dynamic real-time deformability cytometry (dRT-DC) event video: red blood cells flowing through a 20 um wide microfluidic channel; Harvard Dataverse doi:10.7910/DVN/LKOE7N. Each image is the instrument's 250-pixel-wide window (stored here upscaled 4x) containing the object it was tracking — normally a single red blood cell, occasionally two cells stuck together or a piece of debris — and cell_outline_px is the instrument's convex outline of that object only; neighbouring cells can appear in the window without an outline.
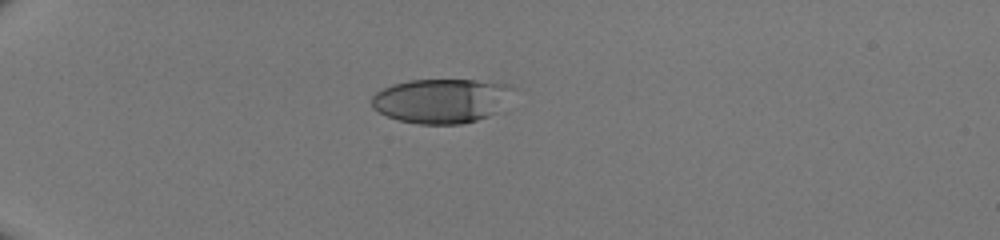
{"species": "human", "species_latin": "Homo sapiens", "temperature_condition": "room temperature", "stored_images_in_passage": 35, "camera_frame_rate_fps": 3000, "um_per_image_px": 0.085, "donor": {"sex": "male"}, "frame": {"image": 1, "passage_image": 1, "time_ms": 0.0, "image_size_px": [1000, 240], "cell_outline_px": [[516, 88], [496, 112], [488, 116], [476, 120], [460, 124], [416, 124], [400, 120], [388, 116], [372, 108], [372, 96], [376, 92], [392, 84], [408, 80], [476, 80], [512, 84]], "centroid_in_image_um": [37.52, 8.55], "position_along_channel_um": 47.5, "area_um2": 36.59}}
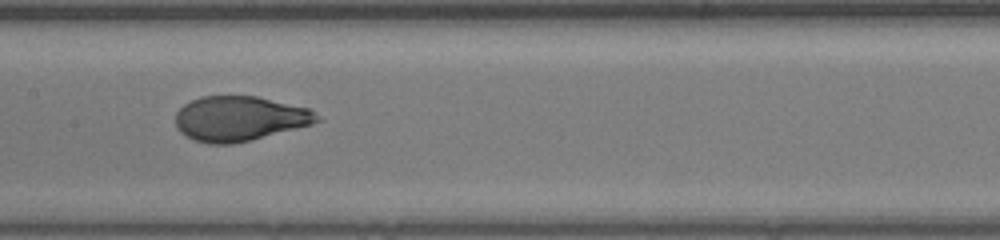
{"frame": {"image": 2, "passage_image": 14, "time_ms": 4.333, "image_size_px": [1000, 240], "cell_outline_px": [[320, 120], [312, 124], [232, 144], [208, 144], [196, 140], [180, 132], [176, 128], [176, 112], [184, 104], [200, 96], [256, 96], [308, 108], [320, 116]], "centroid_in_image_um": [20.33, 10.07], "position_along_channel_um": 187.1, "area_um2": 36.59}}
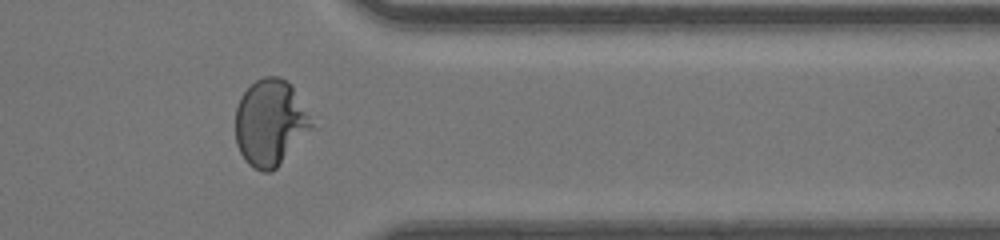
{"frame": {"image": 3, "passage_image": 28, "time_ms": 9.0, "image_size_px": [1000, 240], "cell_outline_px": [[316, 128], [272, 172], [264, 172], [252, 168], [244, 160], [236, 144], [236, 108], [240, 96], [256, 80], [264, 76], [280, 76], [292, 84]], "centroid_in_image_um": [23.0, 10.45], "position_along_channel_um": 388.4, "area_um2": 38.9}}